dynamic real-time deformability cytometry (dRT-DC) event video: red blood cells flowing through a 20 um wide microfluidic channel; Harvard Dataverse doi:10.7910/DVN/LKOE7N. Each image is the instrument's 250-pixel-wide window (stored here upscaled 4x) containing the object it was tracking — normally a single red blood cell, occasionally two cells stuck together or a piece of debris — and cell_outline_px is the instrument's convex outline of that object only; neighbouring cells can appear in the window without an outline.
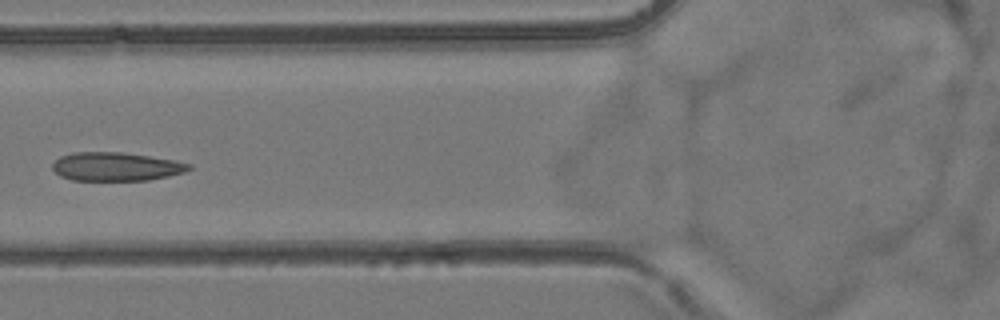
{"species": "common noctule bat (a hibernating species)", "species_latin": "Nyctalus noctula", "temperature_condition": "room temperature", "stored_images_in_passage": 6, "camera_frame_rate_fps": 3000, "um_per_image_px": 0.085, "animal": {"sex": "female", "body_mass_g": 24.6, "forearm_length_mm": 56.2}, "frame": {"image": 1, "passage_image": 5, "time_ms": 4.667, "image_size_px": [1000, 320], "cell_outline_px": [[192, 168], [184, 172], [168, 176], [148, 180], [72, 180], [60, 176], [52, 168], [52, 164], [60, 156], [72, 152], [120, 152], [176, 160], [192, 164]], "centroid_in_image_um": [9.86, 14.16], "position_along_channel_um": 115.9, "area_um2": 22.72}}
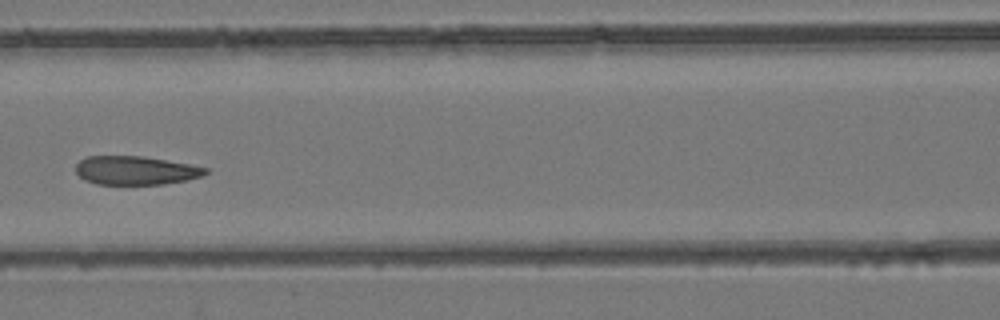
{"frame": {"image": 2, "passage_image": 6, "time_ms": 5.667, "image_size_px": [1000, 320], "cell_outline_px": [[208, 172], [200, 176], [184, 180], [164, 184], [96, 184], [84, 180], [76, 172], [76, 164], [80, 160], [88, 156], [144, 156], [188, 164], [208, 168]], "centroid_in_image_um": [11.49, 14.48], "position_along_channel_um": 155.1, "area_um2": 21.5}}